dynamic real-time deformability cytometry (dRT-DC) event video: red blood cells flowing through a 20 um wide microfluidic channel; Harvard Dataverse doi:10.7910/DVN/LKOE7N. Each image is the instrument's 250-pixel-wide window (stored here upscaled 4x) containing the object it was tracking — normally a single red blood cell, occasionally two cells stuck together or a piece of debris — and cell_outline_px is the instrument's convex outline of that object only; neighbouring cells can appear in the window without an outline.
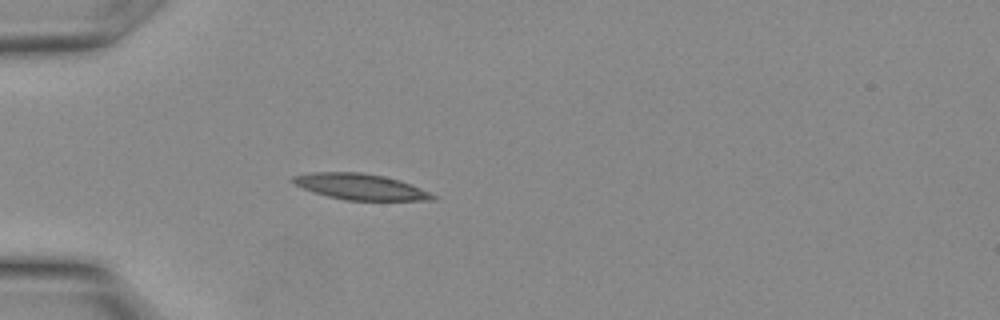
{"species": "Egyptian fruit bat (a non-hibernating species)", "species_latin": "Rousettus aegyptiacus", "temperature_condition": "warm", "stored_images_in_passage": 31, "camera_frame_rate_fps": 3000, "um_per_image_px": 0.085, "animal": {"sex": "female"}, "frame": {"image": 1, "passage_image": 10, "time_ms": 3.0, "image_size_px": [1000, 320], "cell_outline_px": [[440, 196], [436, 200], [348, 200], [328, 196], [304, 188], [296, 184], [292, 180], [292, 176], [308, 172], [360, 172], [384, 176], [420, 188]], "centroid_in_image_um": [30.66, 15.87], "position_along_channel_um": 54.3, "area_um2": 20.81}}
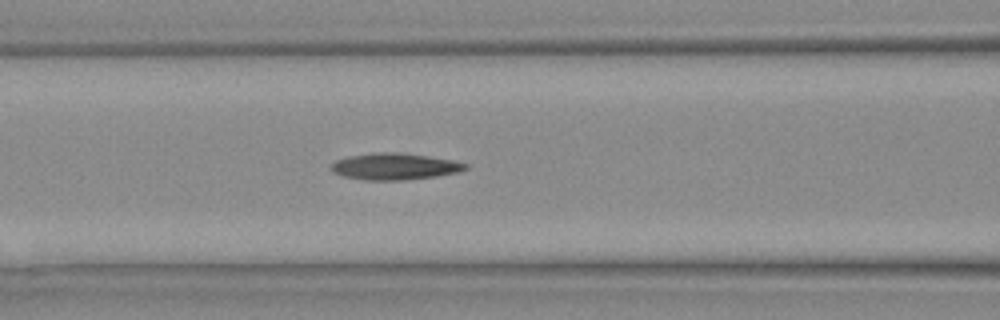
{"frame": {"image": 2, "passage_image": 14, "time_ms": 4.333, "image_size_px": [1000, 320], "cell_outline_px": [[468, 168], [460, 172], [436, 176], [400, 180], [368, 180], [344, 176], [332, 172], [332, 164], [336, 160], [348, 156], [376, 152], [396, 152], [452, 160], [468, 164]], "centroid_in_image_um": [33.55, 14.15], "position_along_channel_um": 133.1, "area_um2": 20.52}}